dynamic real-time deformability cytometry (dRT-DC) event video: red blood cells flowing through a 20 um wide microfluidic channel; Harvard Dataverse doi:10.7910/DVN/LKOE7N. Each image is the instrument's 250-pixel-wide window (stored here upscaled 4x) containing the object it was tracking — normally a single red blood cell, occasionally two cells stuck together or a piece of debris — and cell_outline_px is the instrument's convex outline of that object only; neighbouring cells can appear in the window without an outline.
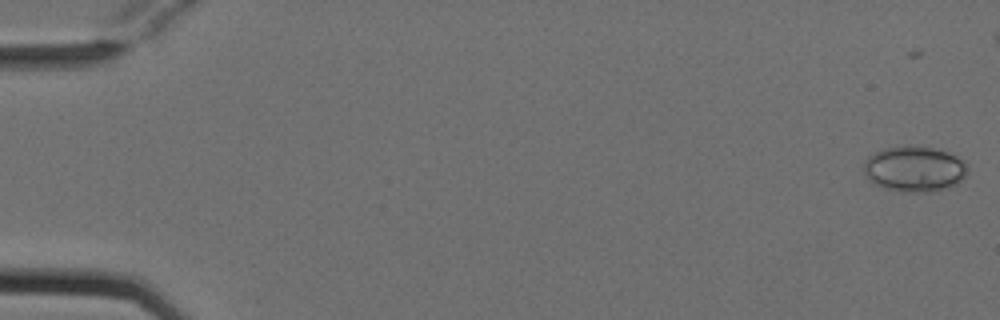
{"species": "Egyptian fruit bat (a non-hibernating species)", "species_latin": "Rousettus aegyptiacus", "temperature_condition": "cold", "stored_images_in_passage": 8, "camera_frame_rate_fps": 3000, "um_per_image_px": 0.085, "animal": {"sex": "female"}, "frame": {"image": 1, "passage_image": 1, "time_ms": 0.0, "image_size_px": [1000, 320], "cell_outline_px": [[968, 172], [956, 184], [936, 192], [904, 192], [884, 188], [876, 184], [864, 172], [864, 160], [868, 156], [884, 148], [904, 144], [912, 144], [932, 148], [948, 152], [964, 160], [968, 164]], "centroid_in_image_um": [77.75, 14.34], "position_along_channel_um": 7.3, "area_um2": 27.92}}
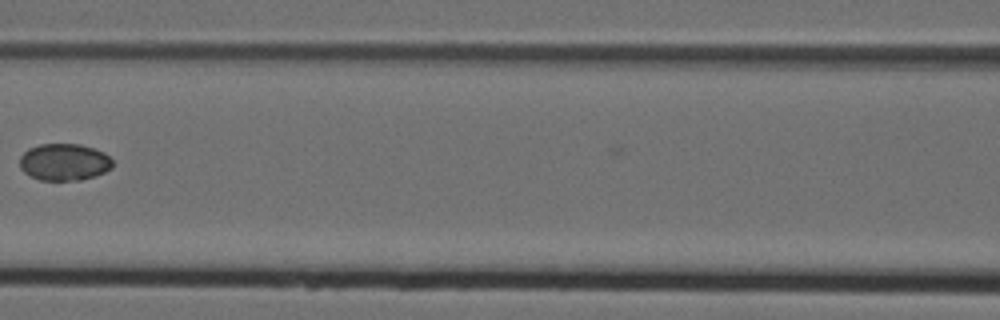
{"frame": {"image": 2, "passage_image": 7, "time_ms": 2.0, "image_size_px": [1000, 320], "cell_outline_px": [[112, 168], [96, 176], [80, 180], [40, 180], [24, 172], [20, 168], [20, 156], [28, 148], [40, 144], [80, 144], [104, 152], [112, 160]], "centroid_in_image_um": [5.45, 13.77], "position_along_channel_um": 161.1, "area_um2": 20.0}}
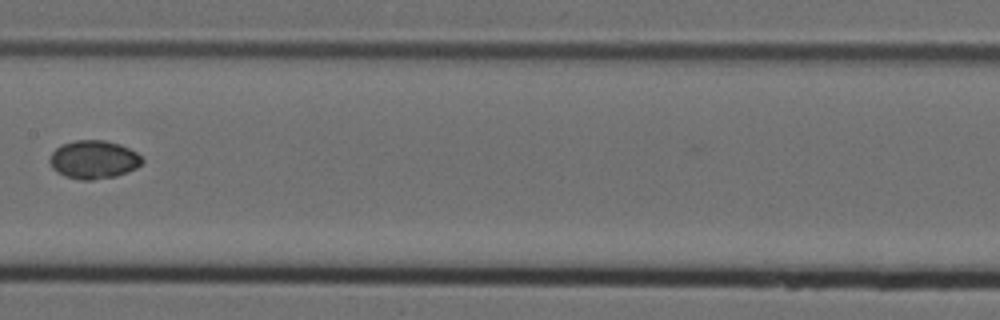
{"frame": {"image": 3, "passage_image": 8, "time_ms": 2.333, "image_size_px": [1000, 320], "cell_outline_px": [[144, 160], [136, 168], [116, 176], [92, 180], [80, 180], [64, 176], [56, 172], [52, 168], [48, 160], [52, 152], [60, 144], [76, 140], [104, 140], [120, 144], [136, 152]], "centroid_in_image_um": [7.92, 13.56], "position_along_channel_um": 199.5, "area_um2": 20.75}}